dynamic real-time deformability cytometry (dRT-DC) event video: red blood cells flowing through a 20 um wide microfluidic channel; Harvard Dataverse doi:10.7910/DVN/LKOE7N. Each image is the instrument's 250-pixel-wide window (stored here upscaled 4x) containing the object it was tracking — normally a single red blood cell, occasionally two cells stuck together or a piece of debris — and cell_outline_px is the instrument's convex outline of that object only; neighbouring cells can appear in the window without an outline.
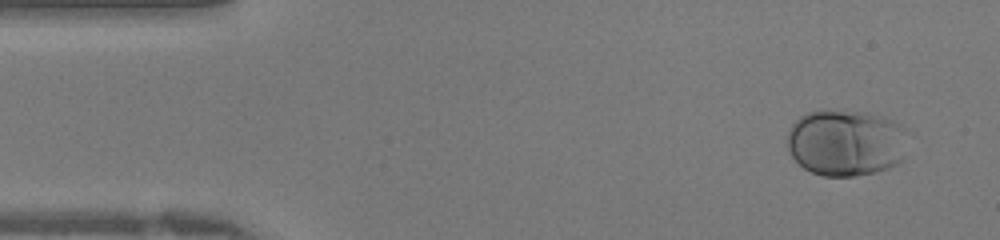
{"species": "human", "species_latin": "Homo sapiens", "temperature_condition": "warm", "stored_images_in_passage": 40, "camera_frame_rate_fps": 3000, "um_per_image_px": 0.085, "donor": {"sex": "female"}, "frame": {"image": 1, "passage_image": 1, "time_ms": 0.0, "image_size_px": [1000, 240], "cell_outline_px": [[908, 128], [900, 164], [876, 172], [856, 176], [824, 176], [812, 172], [804, 168], [792, 156], [788, 148], [788, 132], [792, 124], [800, 116], [808, 112], [820, 108], [864, 112], [884, 116]], "centroid_in_image_um": [71.91, 12.1], "position_along_channel_um": 13.1, "area_um2": 47.4}}
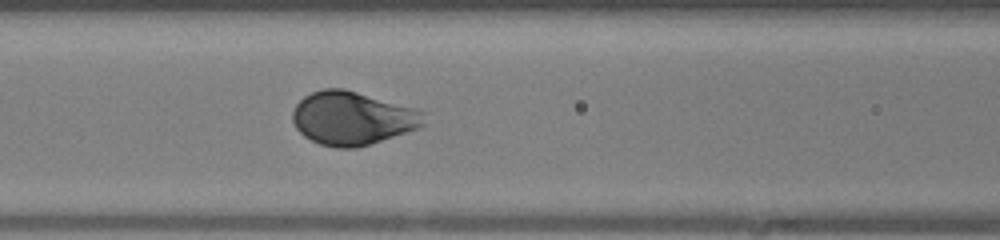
{"frame": {"image": 2, "passage_image": 15, "time_ms": 4.667, "image_size_px": [1000, 240], "cell_outline_px": [[428, 124], [420, 128], [356, 148], [336, 148], [320, 144], [304, 136], [296, 128], [292, 120], [292, 112], [296, 104], [304, 96], [312, 92], [324, 88], [344, 88], [416, 108], [424, 112]], "centroid_in_image_um": [29.98, 10.04], "position_along_channel_um": 136.6, "area_um2": 41.15}}
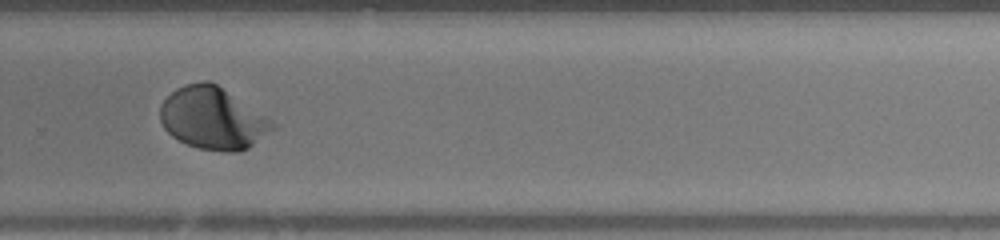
{"frame": {"image": 3, "passage_image": 26, "time_ms": 8.333, "image_size_px": [1000, 240], "cell_outline_px": [[280, 124], [276, 128], [248, 148], [240, 152], [224, 152], [200, 148], [188, 144], [172, 136], [164, 128], [160, 120], [160, 104], [176, 88], [184, 84], [200, 80], [208, 80], [216, 84], [268, 116]], "centroid_in_image_um": [18.12, 10.05], "position_along_channel_um": 311.7, "area_um2": 40.98}}